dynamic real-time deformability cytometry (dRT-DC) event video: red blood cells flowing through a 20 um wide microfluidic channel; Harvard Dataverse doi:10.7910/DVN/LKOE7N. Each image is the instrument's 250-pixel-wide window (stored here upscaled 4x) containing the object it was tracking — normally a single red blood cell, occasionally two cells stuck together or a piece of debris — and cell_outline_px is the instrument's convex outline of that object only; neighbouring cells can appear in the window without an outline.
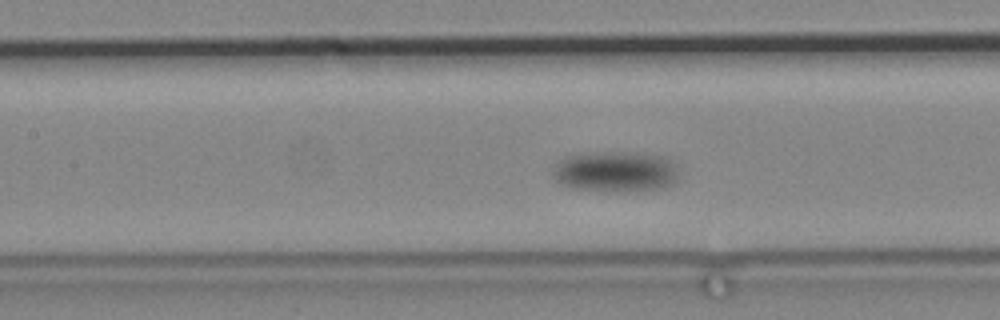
{"species": "common noctule bat (a hibernating species)", "species_latin": "Nyctalus noctula", "temperature_condition": "cold", "stored_images_in_passage": 106, "camera_frame_rate_fps": 3000, "um_per_image_px": 0.085, "animal": {"sex": "male", "body_mass_g": 19.2, "forearm_length_mm": 51.8}, "frame": {"image": 1, "passage_image": 58, "time_ms": 19.0, "image_size_px": [1000, 320], "cell_outline_px": [[676, 180], [672, 184], [656, 188], [628, 192], [608, 192], [572, 188], [560, 184], [552, 176], [552, 168], [564, 156], [608, 152], [632, 152], [660, 156], [668, 160], [672, 164], [676, 172]], "centroid_in_image_um": [52.22, 14.61], "position_along_channel_um": 155.2, "area_um2": 29.71}}
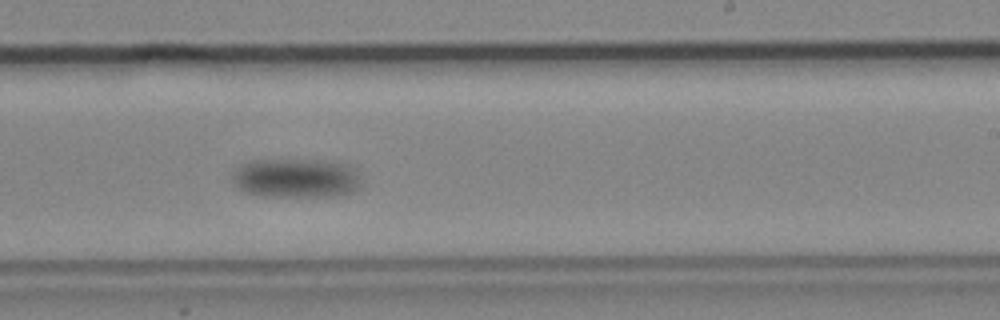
{"frame": {"image": 2, "passage_image": 72, "time_ms": 23.667, "image_size_px": [1000, 320], "cell_outline_px": [[360, 188], [356, 192], [336, 196], [264, 196], [244, 192], [236, 188], [232, 184], [232, 172], [240, 164], [252, 160], [332, 160], [348, 164], [356, 168], [360, 184]], "centroid_in_image_um": [25.17, 15.13], "position_along_channel_um": 263.8, "area_um2": 30.23}}
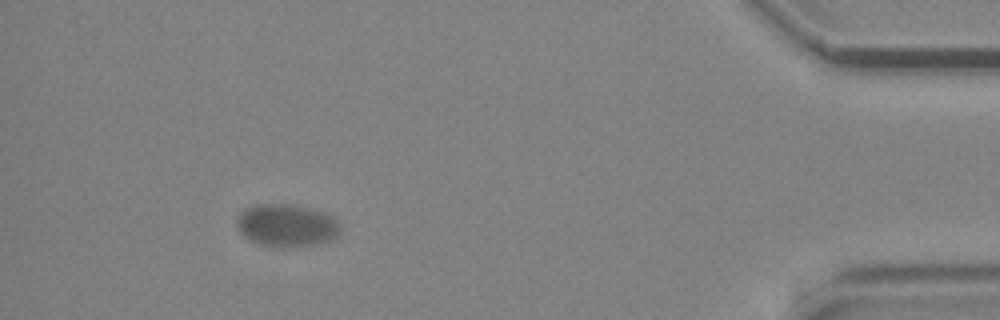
{"frame": {"image": 3, "passage_image": 99, "time_ms": 32.667, "image_size_px": [1000, 320], "cell_outline_px": [[340, 236], [324, 244], [292, 248], [280, 248], [260, 244], [248, 240], [240, 232], [236, 224], [236, 220], [240, 212], [244, 208], [260, 204], [288, 204], [324, 212], [332, 216], [340, 224]], "centroid_in_image_um": [24.39, 19.2], "position_along_channel_um": 410.8, "area_um2": 26.3}}